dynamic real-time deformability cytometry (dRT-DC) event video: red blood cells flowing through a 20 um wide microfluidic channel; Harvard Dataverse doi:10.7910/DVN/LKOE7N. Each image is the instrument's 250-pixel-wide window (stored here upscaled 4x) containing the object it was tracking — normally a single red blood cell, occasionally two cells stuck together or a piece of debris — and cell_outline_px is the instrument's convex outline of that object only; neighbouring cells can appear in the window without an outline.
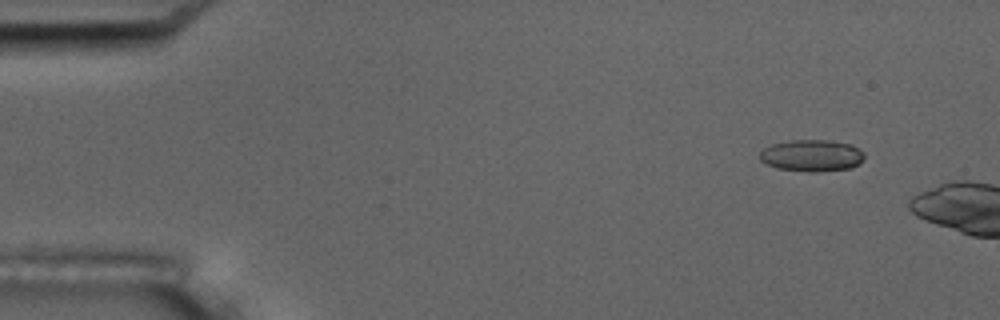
{"species": "common noctule bat (a hibernating species)", "species_latin": "Nyctalus noctula", "temperature_condition": "room temperature", "stored_images_in_passage": 4, "camera_frame_rate_fps": 3000, "um_per_image_px": 0.085, "animal": {"sex": "male", "body_mass_g": 17.5, "forearm_length_mm": 52.3}, "frame": {"image": 1, "passage_image": 2, "time_ms": 1.333, "image_size_px": [1000, 320], "cell_outline_px": [[864, 160], [860, 164], [852, 168], [816, 172], [808, 172], [776, 168], [760, 160], [760, 152], [764, 148], [772, 144], [792, 140], [828, 140], [852, 144], [864, 152]], "centroid_in_image_um": [69.04, 13.23], "position_along_channel_um": 16.0, "area_um2": 19.54}}